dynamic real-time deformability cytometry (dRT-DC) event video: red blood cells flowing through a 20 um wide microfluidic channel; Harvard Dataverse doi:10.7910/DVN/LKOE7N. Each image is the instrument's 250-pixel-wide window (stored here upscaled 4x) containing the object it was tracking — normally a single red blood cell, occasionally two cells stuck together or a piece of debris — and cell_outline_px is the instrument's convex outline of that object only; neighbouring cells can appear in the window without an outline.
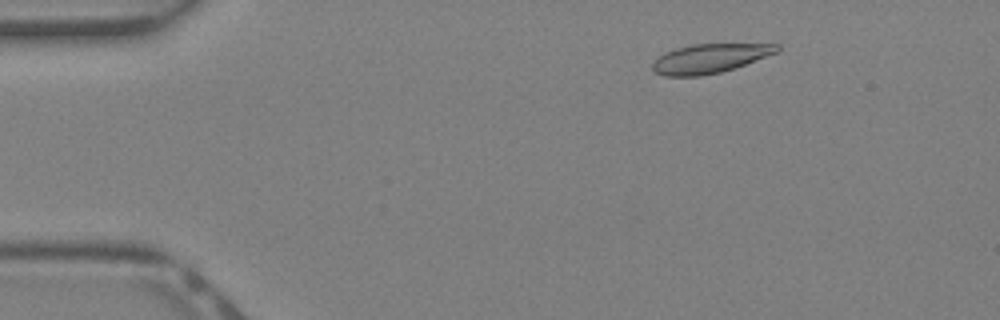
{"species": "Egyptian fruit bat (a non-hibernating species)", "species_latin": "Rousettus aegyptiacus", "temperature_condition": "warm", "stored_images_in_passage": 39, "camera_frame_rate_fps": 3000, "um_per_image_px": 0.085, "animal": {"sex": "female"}, "frame": {"image": 1, "passage_image": 5, "time_ms": 1.333, "image_size_px": [1000, 320], "cell_outline_px": [[780, 48], [776, 52], [744, 64], [720, 72], [700, 76], [664, 76], [656, 72], [652, 68], [652, 64], [664, 52], [676, 48], [692, 44], [780, 44]], "centroid_in_image_um": [60.29, 4.96], "position_along_channel_um": 24.7, "area_um2": 20.75}}
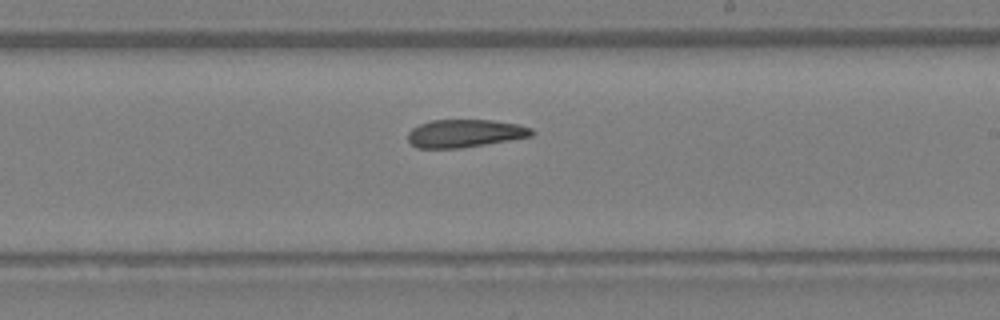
{"frame": {"image": 2, "passage_image": 23, "time_ms": 7.333, "image_size_px": [1000, 320], "cell_outline_px": [[536, 132], [532, 136], [460, 148], [416, 148], [408, 140], [408, 132], [412, 128], [420, 124], [432, 120], [492, 120], [520, 124], [532, 128]], "centroid_in_image_um": [39.53, 11.33], "position_along_channel_um": 249.5, "area_um2": 20.11}}
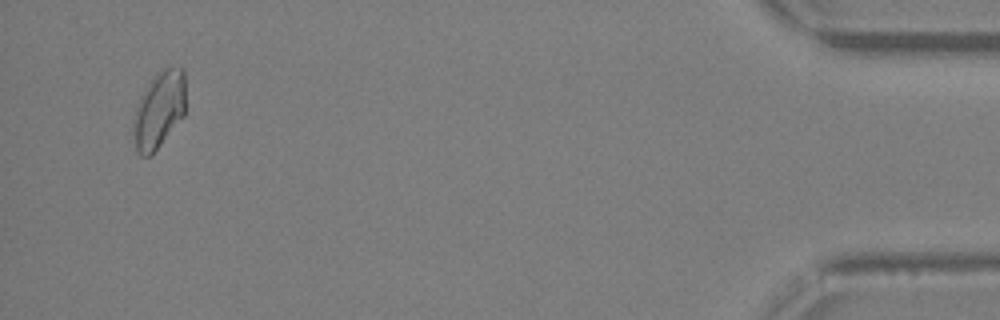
{"frame": {"image": 3, "passage_image": 38, "time_ms": 12.333, "image_size_px": [1000, 320], "cell_outline_px": [[184, 116], [160, 144], [148, 156], [140, 156], [136, 152], [132, 128], [136, 108], [140, 96], [156, 72], [164, 68], [184, 68]], "centroid_in_image_um": [13.49, 9.33], "position_along_channel_um": 421.7, "area_um2": 23.12}}